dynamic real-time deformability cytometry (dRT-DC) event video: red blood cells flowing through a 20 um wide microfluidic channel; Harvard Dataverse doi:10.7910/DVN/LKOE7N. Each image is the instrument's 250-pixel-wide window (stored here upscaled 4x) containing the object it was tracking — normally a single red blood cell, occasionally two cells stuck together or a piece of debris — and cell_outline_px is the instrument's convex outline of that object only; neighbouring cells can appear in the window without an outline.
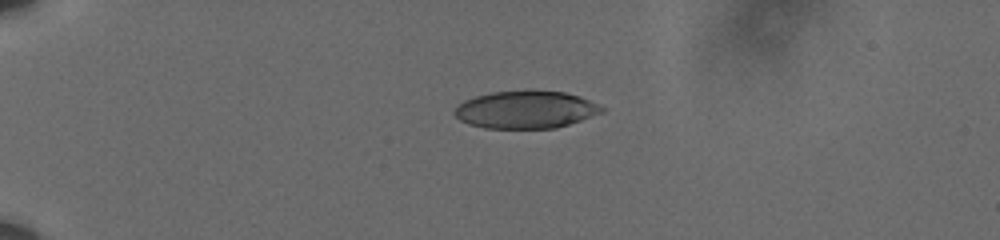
{"species": "human", "species_latin": "Homo sapiens", "temperature_condition": "cold", "stored_images_in_passage": 45, "camera_frame_rate_fps": 3000, "um_per_image_px": 0.085, "donor": {"sex": "male"}, "frame": {"image": 1, "passage_image": 1, "time_ms": 0.0, "image_size_px": [1000, 240], "cell_outline_px": [[604, 112], [556, 128], [484, 128], [468, 124], [460, 120], [452, 112], [464, 100], [476, 96], [492, 92], [564, 92], [580, 96], [600, 104], [604, 108]], "centroid_in_image_um": [44.7, 9.34], "position_along_channel_um": 40.3, "area_um2": 31.73}}
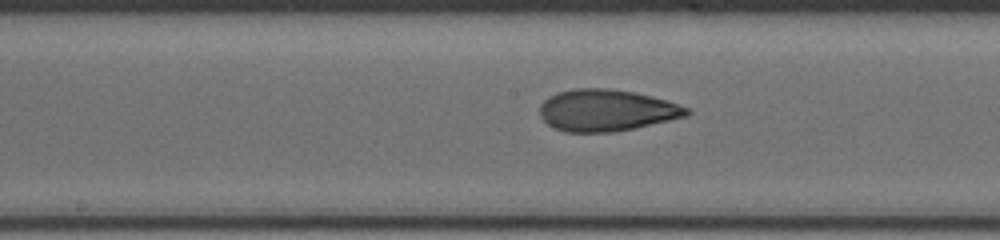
{"frame": {"image": 2, "passage_image": 19, "time_ms": 6.0, "image_size_px": [1000, 240], "cell_outline_px": [[692, 112], [688, 116], [632, 128], [612, 132], [564, 132], [548, 124], [540, 116], [540, 104], [548, 96], [556, 92], [576, 88], [608, 88], [632, 92], [664, 100], [688, 108]], "centroid_in_image_um": [51.5, 9.37], "position_along_channel_um": 196.7, "area_um2": 35.37}}
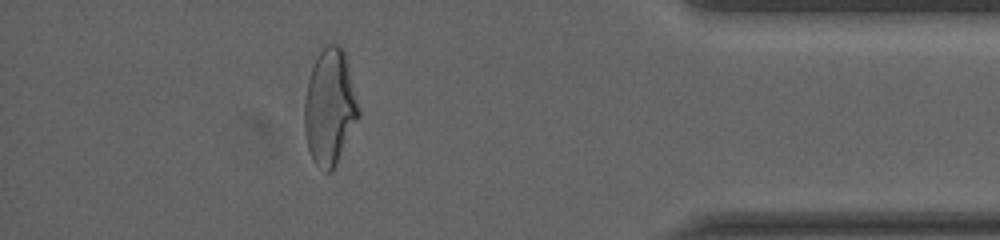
{"frame": {"image": 3, "passage_image": 39, "time_ms": 12.667, "image_size_px": [1000, 240], "cell_outline_px": [[360, 116], [332, 172], [324, 172], [312, 160], [308, 148], [304, 132], [304, 100], [308, 80], [316, 56], [328, 44], [336, 44], [344, 52], [360, 108]], "centroid_in_image_um": [28.02, 9.15], "position_along_channel_um": 407.2, "area_um2": 36.53}, "authors_computed_cell_mechanics": {"area_um2": 35.3736, "velocity_mm_per_s": 3.6235, "shape_relaxation_time_tau1_ms": 7.1845, "shape_relaxation_time_tau2_ms": 1.7626, "deformation_change_tau1": 0.2045, "deformation_change_tau2": 0.0896}}